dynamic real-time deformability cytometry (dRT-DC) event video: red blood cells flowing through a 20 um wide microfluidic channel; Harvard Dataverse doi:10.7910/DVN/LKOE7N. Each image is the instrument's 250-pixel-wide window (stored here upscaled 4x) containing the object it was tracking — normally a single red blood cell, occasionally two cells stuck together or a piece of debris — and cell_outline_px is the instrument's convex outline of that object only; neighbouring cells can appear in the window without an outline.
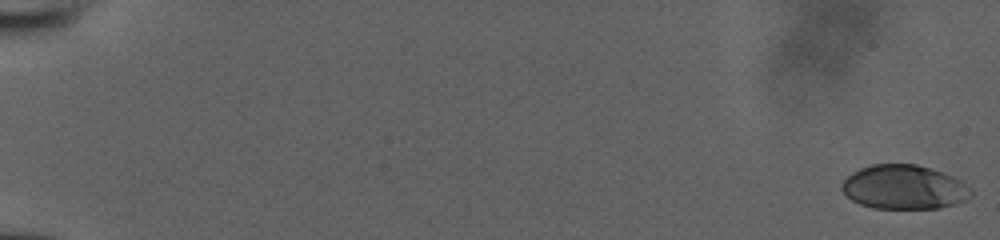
{"species": "human", "species_latin": "Homo sapiens", "temperature_condition": "room temperature", "stored_images_in_passage": 53, "camera_frame_rate_fps": 3000, "um_per_image_px": 0.085, "donor": {"sex": "male"}, "frame": {"image": 1, "passage_image": 1, "time_ms": 0.0, "image_size_px": [1000, 240], "cell_outline_px": [[972, 196], [964, 200], [940, 208], [872, 208], [860, 204], [852, 200], [840, 188], [840, 184], [852, 172], [860, 168], [872, 164], [916, 164], [952, 176], [960, 180], [972, 188]], "centroid_in_image_um": [76.83, 15.91], "position_along_channel_um": 8.2, "area_um2": 33.12}}
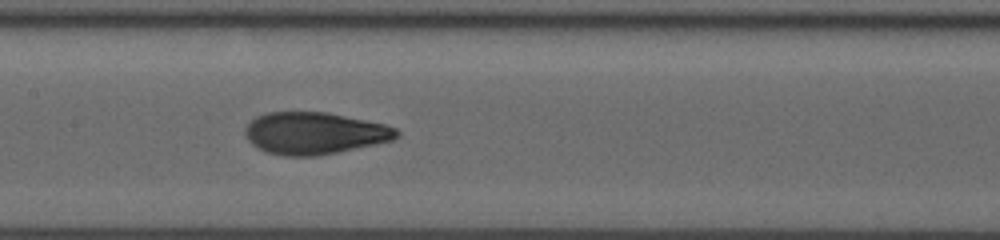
{"frame": {"image": 2, "passage_image": 29, "time_ms": 9.333, "image_size_px": [1000, 240], "cell_outline_px": [[400, 136], [392, 140], [320, 156], [288, 156], [268, 152], [252, 144], [248, 140], [244, 132], [244, 128], [256, 116], [268, 112], [328, 112], [384, 124], [396, 128], [400, 132]], "centroid_in_image_um": [26.73, 11.32], "position_along_channel_um": 180.7, "area_um2": 36.99}}
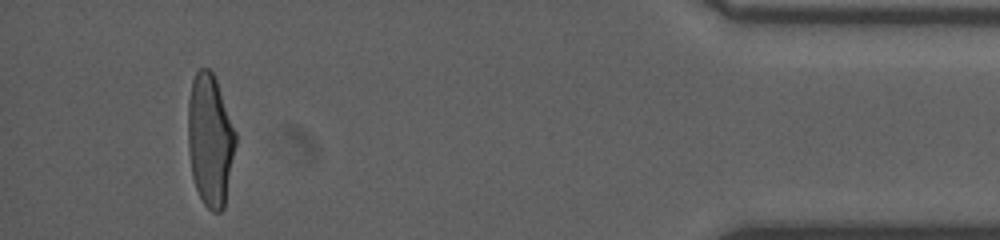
{"frame": {"image": 3, "passage_image": 50, "time_ms": 16.333, "image_size_px": [1000, 240], "cell_outline_px": [[236, 144], [224, 208], [220, 212], [212, 212], [204, 204], [196, 188], [192, 176], [188, 148], [188, 100], [192, 80], [196, 72], [200, 68], [208, 68], [212, 72], [216, 80], [236, 132]], "centroid_in_image_um": [17.85, 11.91], "position_along_channel_um": 417.3, "area_um2": 36.59}}